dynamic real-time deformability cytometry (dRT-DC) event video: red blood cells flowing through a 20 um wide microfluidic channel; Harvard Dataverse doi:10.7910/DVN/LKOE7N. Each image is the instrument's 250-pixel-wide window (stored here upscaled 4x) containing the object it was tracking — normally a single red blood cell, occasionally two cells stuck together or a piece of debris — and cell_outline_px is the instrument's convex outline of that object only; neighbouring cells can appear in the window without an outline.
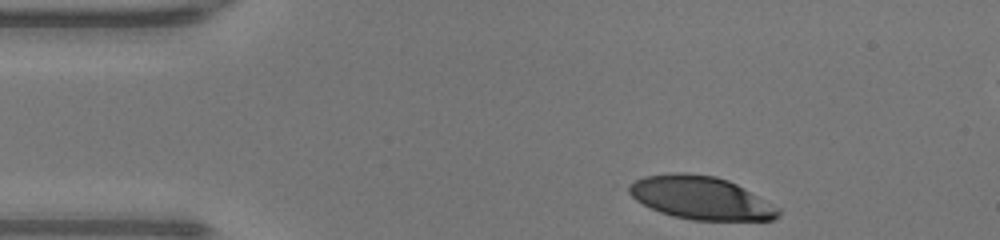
{"species": "human", "species_latin": "Homo sapiens", "temperature_condition": "warm", "stored_images_in_passage": 33, "camera_frame_rate_fps": 3000, "um_per_image_px": 0.085, "donor": {"sex": "male"}, "frame": {"image": 1, "passage_image": 1, "time_ms": 0.0, "image_size_px": [1000, 240], "cell_outline_px": [[780, 216], [772, 220], [692, 220], [672, 216], [660, 212], [636, 200], [628, 192], [628, 188], [636, 180], [644, 176], [676, 172], [684, 172], [716, 176], [728, 180], [736, 184], [780, 208]], "centroid_in_image_um": [59.58, 16.82], "position_along_channel_um": 25.4, "area_um2": 37.28}}
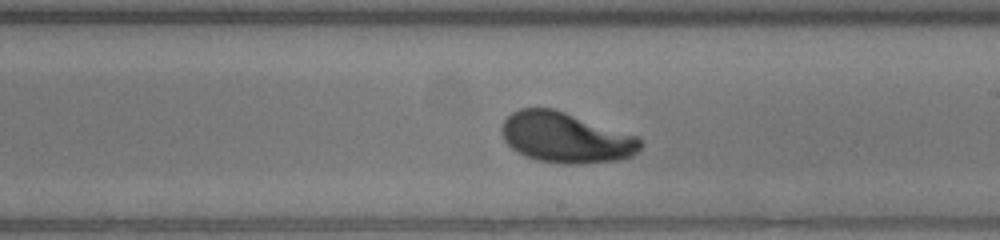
{"frame": {"image": 2, "passage_image": 21, "time_ms": 6.667, "image_size_px": [1000, 240], "cell_outline_px": [[640, 152], [632, 156], [616, 160], [584, 164], [560, 164], [536, 160], [524, 156], [512, 148], [504, 140], [500, 132], [500, 128], [504, 120], [512, 112], [520, 108], [552, 108], [640, 136]], "centroid_in_image_um": [48.09, 11.7], "position_along_channel_um": 240.9, "area_um2": 41.1}}
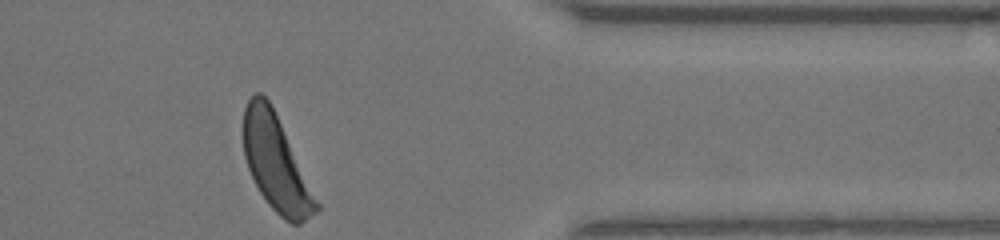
{"frame": {"image": 3, "passage_image": 33, "time_ms": 10.667, "image_size_px": [1000, 240], "cell_outline_px": [[320, 208], [316, 212], [300, 224], [292, 224], [284, 220], [268, 204], [260, 192], [248, 168], [244, 156], [244, 108], [248, 100], [256, 92], [260, 92], [268, 100], [320, 204]], "centroid_in_image_um": [23.45, 13.92], "position_along_channel_um": 387.9, "area_um2": 39.42}, "authors_computed_cell_mechanics": {"area_um2": 39.8242, "velocity_mm_per_s": 4.2432, "shape_relaxation_time_tau1_ms": 4.33, "shape_relaxation_time_tau2_ms": null, "deformation_change_tau1": 0.2352, "deformation_change_tau2": null}}